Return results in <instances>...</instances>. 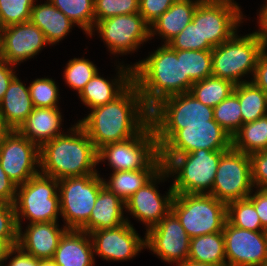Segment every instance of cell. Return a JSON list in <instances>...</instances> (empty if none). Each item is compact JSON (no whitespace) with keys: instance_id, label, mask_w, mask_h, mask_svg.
<instances>
[{"instance_id":"cell-1","label":"cell","mask_w":267,"mask_h":266,"mask_svg":"<svg viewBox=\"0 0 267 266\" xmlns=\"http://www.w3.org/2000/svg\"><path fill=\"white\" fill-rule=\"evenodd\" d=\"M98 150L105 144L138 135L150 123V110L132 83L119 97L95 107L77 121Z\"/></svg>"},{"instance_id":"cell-2","label":"cell","mask_w":267,"mask_h":266,"mask_svg":"<svg viewBox=\"0 0 267 266\" xmlns=\"http://www.w3.org/2000/svg\"><path fill=\"white\" fill-rule=\"evenodd\" d=\"M161 45L147 58L132 64L133 83L149 110L169 96L189 92L193 84L183 77L182 50Z\"/></svg>"},{"instance_id":"cell-3","label":"cell","mask_w":267,"mask_h":266,"mask_svg":"<svg viewBox=\"0 0 267 266\" xmlns=\"http://www.w3.org/2000/svg\"><path fill=\"white\" fill-rule=\"evenodd\" d=\"M67 130L40 147V173L57 180L98 173V150L85 130L78 122Z\"/></svg>"},{"instance_id":"cell-4","label":"cell","mask_w":267,"mask_h":266,"mask_svg":"<svg viewBox=\"0 0 267 266\" xmlns=\"http://www.w3.org/2000/svg\"><path fill=\"white\" fill-rule=\"evenodd\" d=\"M259 29L240 36L238 31L226 42L212 49V75L234 84L252 80L259 56L267 48V30L257 21ZM251 73V74H250ZM251 75L248 81L245 75Z\"/></svg>"},{"instance_id":"cell-5","label":"cell","mask_w":267,"mask_h":266,"mask_svg":"<svg viewBox=\"0 0 267 266\" xmlns=\"http://www.w3.org/2000/svg\"><path fill=\"white\" fill-rule=\"evenodd\" d=\"M227 150H195L181 155H160L172 177L175 194H211L221 156Z\"/></svg>"},{"instance_id":"cell-6","label":"cell","mask_w":267,"mask_h":266,"mask_svg":"<svg viewBox=\"0 0 267 266\" xmlns=\"http://www.w3.org/2000/svg\"><path fill=\"white\" fill-rule=\"evenodd\" d=\"M213 107L204 105L190 92L169 96L150 110V123L159 149L185 124H209Z\"/></svg>"},{"instance_id":"cell-7","label":"cell","mask_w":267,"mask_h":266,"mask_svg":"<svg viewBox=\"0 0 267 266\" xmlns=\"http://www.w3.org/2000/svg\"><path fill=\"white\" fill-rule=\"evenodd\" d=\"M18 230H23L22 220L29 223L58 222L60 212L59 181L38 173L26 183L17 186L13 203Z\"/></svg>"},{"instance_id":"cell-8","label":"cell","mask_w":267,"mask_h":266,"mask_svg":"<svg viewBox=\"0 0 267 266\" xmlns=\"http://www.w3.org/2000/svg\"><path fill=\"white\" fill-rule=\"evenodd\" d=\"M97 160L98 164L108 161L112 172L163 168L151 123L134 137L103 145L98 149Z\"/></svg>"},{"instance_id":"cell-9","label":"cell","mask_w":267,"mask_h":266,"mask_svg":"<svg viewBox=\"0 0 267 266\" xmlns=\"http://www.w3.org/2000/svg\"><path fill=\"white\" fill-rule=\"evenodd\" d=\"M171 211L190 238L222 232L227 204L210 194H175Z\"/></svg>"},{"instance_id":"cell-10","label":"cell","mask_w":267,"mask_h":266,"mask_svg":"<svg viewBox=\"0 0 267 266\" xmlns=\"http://www.w3.org/2000/svg\"><path fill=\"white\" fill-rule=\"evenodd\" d=\"M59 181L60 212L67 229L80 230L89 220L101 188L100 173L65 177Z\"/></svg>"},{"instance_id":"cell-11","label":"cell","mask_w":267,"mask_h":266,"mask_svg":"<svg viewBox=\"0 0 267 266\" xmlns=\"http://www.w3.org/2000/svg\"><path fill=\"white\" fill-rule=\"evenodd\" d=\"M244 16L241 6L234 0H201L192 22H198L201 43L215 48L237 32Z\"/></svg>"},{"instance_id":"cell-12","label":"cell","mask_w":267,"mask_h":266,"mask_svg":"<svg viewBox=\"0 0 267 266\" xmlns=\"http://www.w3.org/2000/svg\"><path fill=\"white\" fill-rule=\"evenodd\" d=\"M95 31L114 57L134 53L141 44L151 40L150 25L139 13L100 20L88 36L95 35Z\"/></svg>"},{"instance_id":"cell-13","label":"cell","mask_w":267,"mask_h":266,"mask_svg":"<svg viewBox=\"0 0 267 266\" xmlns=\"http://www.w3.org/2000/svg\"><path fill=\"white\" fill-rule=\"evenodd\" d=\"M253 188L250 156L231 147L221 156L210 195L227 204L246 199Z\"/></svg>"},{"instance_id":"cell-14","label":"cell","mask_w":267,"mask_h":266,"mask_svg":"<svg viewBox=\"0 0 267 266\" xmlns=\"http://www.w3.org/2000/svg\"><path fill=\"white\" fill-rule=\"evenodd\" d=\"M232 137L215 121L185 124L161 148L160 155H181L195 150H229Z\"/></svg>"},{"instance_id":"cell-15","label":"cell","mask_w":267,"mask_h":266,"mask_svg":"<svg viewBox=\"0 0 267 266\" xmlns=\"http://www.w3.org/2000/svg\"><path fill=\"white\" fill-rule=\"evenodd\" d=\"M0 165L9 179L20 186L40 173V147L12 130L0 145Z\"/></svg>"},{"instance_id":"cell-16","label":"cell","mask_w":267,"mask_h":266,"mask_svg":"<svg viewBox=\"0 0 267 266\" xmlns=\"http://www.w3.org/2000/svg\"><path fill=\"white\" fill-rule=\"evenodd\" d=\"M145 232V247L160 260L178 265L188 259L191 238L172 211Z\"/></svg>"},{"instance_id":"cell-17","label":"cell","mask_w":267,"mask_h":266,"mask_svg":"<svg viewBox=\"0 0 267 266\" xmlns=\"http://www.w3.org/2000/svg\"><path fill=\"white\" fill-rule=\"evenodd\" d=\"M167 171L162 168L149 182L135 192L125 201V211L130 213L140 223L146 226V231L158 224L170 211L175 196L172 186L170 185L166 195L161 196L157 190V183L168 180Z\"/></svg>"},{"instance_id":"cell-18","label":"cell","mask_w":267,"mask_h":266,"mask_svg":"<svg viewBox=\"0 0 267 266\" xmlns=\"http://www.w3.org/2000/svg\"><path fill=\"white\" fill-rule=\"evenodd\" d=\"M227 266H267V231L241 229L224 224Z\"/></svg>"},{"instance_id":"cell-19","label":"cell","mask_w":267,"mask_h":266,"mask_svg":"<svg viewBox=\"0 0 267 266\" xmlns=\"http://www.w3.org/2000/svg\"><path fill=\"white\" fill-rule=\"evenodd\" d=\"M89 235L94 254L106 261L131 260L146 249L145 236H139L130 220L115 228L90 232Z\"/></svg>"},{"instance_id":"cell-20","label":"cell","mask_w":267,"mask_h":266,"mask_svg":"<svg viewBox=\"0 0 267 266\" xmlns=\"http://www.w3.org/2000/svg\"><path fill=\"white\" fill-rule=\"evenodd\" d=\"M49 42L31 21L3 27L0 32L1 59L16 66L38 55Z\"/></svg>"},{"instance_id":"cell-21","label":"cell","mask_w":267,"mask_h":266,"mask_svg":"<svg viewBox=\"0 0 267 266\" xmlns=\"http://www.w3.org/2000/svg\"><path fill=\"white\" fill-rule=\"evenodd\" d=\"M118 75L113 79L101 77L97 72L78 95L88 109L114 101L133 83V66L115 65Z\"/></svg>"},{"instance_id":"cell-22","label":"cell","mask_w":267,"mask_h":266,"mask_svg":"<svg viewBox=\"0 0 267 266\" xmlns=\"http://www.w3.org/2000/svg\"><path fill=\"white\" fill-rule=\"evenodd\" d=\"M58 222L30 223L24 232L18 230L17 245L39 260L52 259L59 240L67 228Z\"/></svg>"},{"instance_id":"cell-23","label":"cell","mask_w":267,"mask_h":266,"mask_svg":"<svg viewBox=\"0 0 267 266\" xmlns=\"http://www.w3.org/2000/svg\"><path fill=\"white\" fill-rule=\"evenodd\" d=\"M94 256L90 235L82 230L67 229L52 259L59 266H94Z\"/></svg>"},{"instance_id":"cell-24","label":"cell","mask_w":267,"mask_h":266,"mask_svg":"<svg viewBox=\"0 0 267 266\" xmlns=\"http://www.w3.org/2000/svg\"><path fill=\"white\" fill-rule=\"evenodd\" d=\"M60 107H34L25 122L17 130L22 136L41 147L55 137L65 133L61 131L62 113Z\"/></svg>"},{"instance_id":"cell-25","label":"cell","mask_w":267,"mask_h":266,"mask_svg":"<svg viewBox=\"0 0 267 266\" xmlns=\"http://www.w3.org/2000/svg\"><path fill=\"white\" fill-rule=\"evenodd\" d=\"M124 209L125 202L107 187L103 186L98 194L88 222L80 230L89 234L96 230L118 227L128 221V217H124Z\"/></svg>"},{"instance_id":"cell-26","label":"cell","mask_w":267,"mask_h":266,"mask_svg":"<svg viewBox=\"0 0 267 266\" xmlns=\"http://www.w3.org/2000/svg\"><path fill=\"white\" fill-rule=\"evenodd\" d=\"M201 0H176L150 25V38L158 35L164 44L178 35L189 23Z\"/></svg>"},{"instance_id":"cell-27","label":"cell","mask_w":267,"mask_h":266,"mask_svg":"<svg viewBox=\"0 0 267 266\" xmlns=\"http://www.w3.org/2000/svg\"><path fill=\"white\" fill-rule=\"evenodd\" d=\"M33 109L29 87L16 75L0 102V114L11 130H18Z\"/></svg>"},{"instance_id":"cell-28","label":"cell","mask_w":267,"mask_h":266,"mask_svg":"<svg viewBox=\"0 0 267 266\" xmlns=\"http://www.w3.org/2000/svg\"><path fill=\"white\" fill-rule=\"evenodd\" d=\"M37 1L35 0L33 4L30 21L45 34L49 45H56L68 35L76 24L49 0L40 4L36 3Z\"/></svg>"},{"instance_id":"cell-29","label":"cell","mask_w":267,"mask_h":266,"mask_svg":"<svg viewBox=\"0 0 267 266\" xmlns=\"http://www.w3.org/2000/svg\"><path fill=\"white\" fill-rule=\"evenodd\" d=\"M188 259L219 266H227L223 232L191 238Z\"/></svg>"},{"instance_id":"cell-30","label":"cell","mask_w":267,"mask_h":266,"mask_svg":"<svg viewBox=\"0 0 267 266\" xmlns=\"http://www.w3.org/2000/svg\"><path fill=\"white\" fill-rule=\"evenodd\" d=\"M161 169H140L115 171L104 179V186L115 193L124 202L149 182Z\"/></svg>"},{"instance_id":"cell-31","label":"cell","mask_w":267,"mask_h":266,"mask_svg":"<svg viewBox=\"0 0 267 266\" xmlns=\"http://www.w3.org/2000/svg\"><path fill=\"white\" fill-rule=\"evenodd\" d=\"M233 93L240 102L242 125L267 115V94L252 81L235 85Z\"/></svg>"},{"instance_id":"cell-32","label":"cell","mask_w":267,"mask_h":266,"mask_svg":"<svg viewBox=\"0 0 267 266\" xmlns=\"http://www.w3.org/2000/svg\"><path fill=\"white\" fill-rule=\"evenodd\" d=\"M232 147L248 155L267 151V115L243 124L232 137Z\"/></svg>"},{"instance_id":"cell-33","label":"cell","mask_w":267,"mask_h":266,"mask_svg":"<svg viewBox=\"0 0 267 266\" xmlns=\"http://www.w3.org/2000/svg\"><path fill=\"white\" fill-rule=\"evenodd\" d=\"M235 85L212 75L193 83L189 92L204 105L214 108L234 92Z\"/></svg>"},{"instance_id":"cell-34","label":"cell","mask_w":267,"mask_h":266,"mask_svg":"<svg viewBox=\"0 0 267 266\" xmlns=\"http://www.w3.org/2000/svg\"><path fill=\"white\" fill-rule=\"evenodd\" d=\"M73 23L89 35L95 26L94 0H49Z\"/></svg>"},{"instance_id":"cell-35","label":"cell","mask_w":267,"mask_h":266,"mask_svg":"<svg viewBox=\"0 0 267 266\" xmlns=\"http://www.w3.org/2000/svg\"><path fill=\"white\" fill-rule=\"evenodd\" d=\"M227 222L249 231H267L261 224L254 204L248 199L227 203Z\"/></svg>"},{"instance_id":"cell-36","label":"cell","mask_w":267,"mask_h":266,"mask_svg":"<svg viewBox=\"0 0 267 266\" xmlns=\"http://www.w3.org/2000/svg\"><path fill=\"white\" fill-rule=\"evenodd\" d=\"M182 67L192 83L212 76V50H182Z\"/></svg>"},{"instance_id":"cell-37","label":"cell","mask_w":267,"mask_h":266,"mask_svg":"<svg viewBox=\"0 0 267 266\" xmlns=\"http://www.w3.org/2000/svg\"><path fill=\"white\" fill-rule=\"evenodd\" d=\"M214 120L233 137L242 126L241 107L238 97L232 93L213 108Z\"/></svg>"},{"instance_id":"cell-38","label":"cell","mask_w":267,"mask_h":266,"mask_svg":"<svg viewBox=\"0 0 267 266\" xmlns=\"http://www.w3.org/2000/svg\"><path fill=\"white\" fill-rule=\"evenodd\" d=\"M63 79L65 83L77 91L78 95L81 93L85 85L98 72L97 66L85 57L70 59L63 71Z\"/></svg>"},{"instance_id":"cell-39","label":"cell","mask_w":267,"mask_h":266,"mask_svg":"<svg viewBox=\"0 0 267 266\" xmlns=\"http://www.w3.org/2000/svg\"><path fill=\"white\" fill-rule=\"evenodd\" d=\"M28 86L34 107H59V86L52 78H37Z\"/></svg>"},{"instance_id":"cell-40","label":"cell","mask_w":267,"mask_h":266,"mask_svg":"<svg viewBox=\"0 0 267 266\" xmlns=\"http://www.w3.org/2000/svg\"><path fill=\"white\" fill-rule=\"evenodd\" d=\"M35 0H0V26L30 21Z\"/></svg>"},{"instance_id":"cell-41","label":"cell","mask_w":267,"mask_h":266,"mask_svg":"<svg viewBox=\"0 0 267 266\" xmlns=\"http://www.w3.org/2000/svg\"><path fill=\"white\" fill-rule=\"evenodd\" d=\"M139 13V0H94L95 24L117 15Z\"/></svg>"},{"instance_id":"cell-42","label":"cell","mask_w":267,"mask_h":266,"mask_svg":"<svg viewBox=\"0 0 267 266\" xmlns=\"http://www.w3.org/2000/svg\"><path fill=\"white\" fill-rule=\"evenodd\" d=\"M174 50H212L209 43H201L198 22L189 23L167 43Z\"/></svg>"},{"instance_id":"cell-43","label":"cell","mask_w":267,"mask_h":266,"mask_svg":"<svg viewBox=\"0 0 267 266\" xmlns=\"http://www.w3.org/2000/svg\"><path fill=\"white\" fill-rule=\"evenodd\" d=\"M0 238L18 240V227L13 204L0 203Z\"/></svg>"},{"instance_id":"cell-44","label":"cell","mask_w":267,"mask_h":266,"mask_svg":"<svg viewBox=\"0 0 267 266\" xmlns=\"http://www.w3.org/2000/svg\"><path fill=\"white\" fill-rule=\"evenodd\" d=\"M249 156L253 187L267 189V151L255 152Z\"/></svg>"},{"instance_id":"cell-45","label":"cell","mask_w":267,"mask_h":266,"mask_svg":"<svg viewBox=\"0 0 267 266\" xmlns=\"http://www.w3.org/2000/svg\"><path fill=\"white\" fill-rule=\"evenodd\" d=\"M176 0H139V14L151 25L164 12H166Z\"/></svg>"},{"instance_id":"cell-46","label":"cell","mask_w":267,"mask_h":266,"mask_svg":"<svg viewBox=\"0 0 267 266\" xmlns=\"http://www.w3.org/2000/svg\"><path fill=\"white\" fill-rule=\"evenodd\" d=\"M247 198L254 204L261 224L267 230V189L253 188Z\"/></svg>"},{"instance_id":"cell-47","label":"cell","mask_w":267,"mask_h":266,"mask_svg":"<svg viewBox=\"0 0 267 266\" xmlns=\"http://www.w3.org/2000/svg\"><path fill=\"white\" fill-rule=\"evenodd\" d=\"M9 263L3 266H38L39 259L24 252L18 245L14 246L8 253L6 261Z\"/></svg>"},{"instance_id":"cell-48","label":"cell","mask_w":267,"mask_h":266,"mask_svg":"<svg viewBox=\"0 0 267 266\" xmlns=\"http://www.w3.org/2000/svg\"><path fill=\"white\" fill-rule=\"evenodd\" d=\"M17 185L13 183L0 165V203L13 204Z\"/></svg>"},{"instance_id":"cell-49","label":"cell","mask_w":267,"mask_h":266,"mask_svg":"<svg viewBox=\"0 0 267 266\" xmlns=\"http://www.w3.org/2000/svg\"><path fill=\"white\" fill-rule=\"evenodd\" d=\"M251 81L267 94V48L258 58Z\"/></svg>"},{"instance_id":"cell-50","label":"cell","mask_w":267,"mask_h":266,"mask_svg":"<svg viewBox=\"0 0 267 266\" xmlns=\"http://www.w3.org/2000/svg\"><path fill=\"white\" fill-rule=\"evenodd\" d=\"M15 67L16 66L8 63L7 61L2 59L0 60V102L3 99L10 82L16 76Z\"/></svg>"},{"instance_id":"cell-51","label":"cell","mask_w":267,"mask_h":266,"mask_svg":"<svg viewBox=\"0 0 267 266\" xmlns=\"http://www.w3.org/2000/svg\"><path fill=\"white\" fill-rule=\"evenodd\" d=\"M18 243V240H5L0 238V266L4 265V262H6L8 253L10 250L16 246Z\"/></svg>"},{"instance_id":"cell-52","label":"cell","mask_w":267,"mask_h":266,"mask_svg":"<svg viewBox=\"0 0 267 266\" xmlns=\"http://www.w3.org/2000/svg\"><path fill=\"white\" fill-rule=\"evenodd\" d=\"M12 130L6 125L3 120V117L0 114V145L4 141V138L11 132Z\"/></svg>"},{"instance_id":"cell-53","label":"cell","mask_w":267,"mask_h":266,"mask_svg":"<svg viewBox=\"0 0 267 266\" xmlns=\"http://www.w3.org/2000/svg\"><path fill=\"white\" fill-rule=\"evenodd\" d=\"M176 266H219V265H214L211 263H204V262H197V261H192L187 259L185 262L180 263Z\"/></svg>"},{"instance_id":"cell-54","label":"cell","mask_w":267,"mask_h":266,"mask_svg":"<svg viewBox=\"0 0 267 266\" xmlns=\"http://www.w3.org/2000/svg\"><path fill=\"white\" fill-rule=\"evenodd\" d=\"M38 266H59L53 259L39 260Z\"/></svg>"},{"instance_id":"cell-55","label":"cell","mask_w":267,"mask_h":266,"mask_svg":"<svg viewBox=\"0 0 267 266\" xmlns=\"http://www.w3.org/2000/svg\"><path fill=\"white\" fill-rule=\"evenodd\" d=\"M263 27L267 30V17H258L257 19Z\"/></svg>"},{"instance_id":"cell-56","label":"cell","mask_w":267,"mask_h":266,"mask_svg":"<svg viewBox=\"0 0 267 266\" xmlns=\"http://www.w3.org/2000/svg\"><path fill=\"white\" fill-rule=\"evenodd\" d=\"M266 10H267V0H266L265 4H263V6H261L259 14L257 15V19H258V16L260 17Z\"/></svg>"},{"instance_id":"cell-57","label":"cell","mask_w":267,"mask_h":266,"mask_svg":"<svg viewBox=\"0 0 267 266\" xmlns=\"http://www.w3.org/2000/svg\"><path fill=\"white\" fill-rule=\"evenodd\" d=\"M260 17H267V10Z\"/></svg>"}]
</instances>
